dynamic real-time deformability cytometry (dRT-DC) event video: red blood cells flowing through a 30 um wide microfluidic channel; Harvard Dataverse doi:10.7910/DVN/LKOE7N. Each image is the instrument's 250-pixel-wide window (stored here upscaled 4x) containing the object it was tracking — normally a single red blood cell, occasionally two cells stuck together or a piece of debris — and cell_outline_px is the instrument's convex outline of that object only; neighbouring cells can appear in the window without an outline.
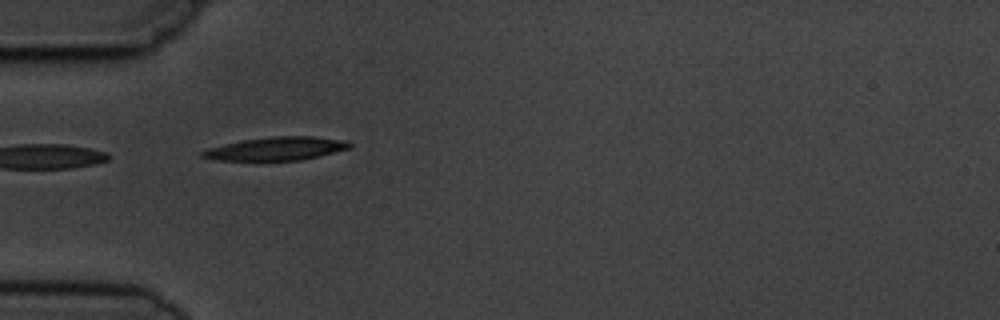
{"species": "common noctule bat (a hibernating species)", "species_latin": "Nyctalus noctula", "temperature_condition": "cold", "stored_images_in_passage": 5, "camera_frame_rate_fps": 3000, "um_per_image_px": 0.085, "animal": {"sex": "male", "body_mass_g": 19.5, "forearm_length_mm": 54.6}, "frame": {"image": 1, "passage_image": 4, "time_ms": 4.333, "image_size_px": [1000, 320], "cell_outline_px": [[352, 148], [320, 156], [300, 160], [260, 164], [216, 160], [200, 156], [200, 152], [208, 148], [224, 144], [244, 140], [272, 136], [312, 136], [348, 140], [352, 144]], "centroid_in_image_um": [23.46, 12.69], "position_along_channel_um": 61.5, "area_um2": 21.27}}